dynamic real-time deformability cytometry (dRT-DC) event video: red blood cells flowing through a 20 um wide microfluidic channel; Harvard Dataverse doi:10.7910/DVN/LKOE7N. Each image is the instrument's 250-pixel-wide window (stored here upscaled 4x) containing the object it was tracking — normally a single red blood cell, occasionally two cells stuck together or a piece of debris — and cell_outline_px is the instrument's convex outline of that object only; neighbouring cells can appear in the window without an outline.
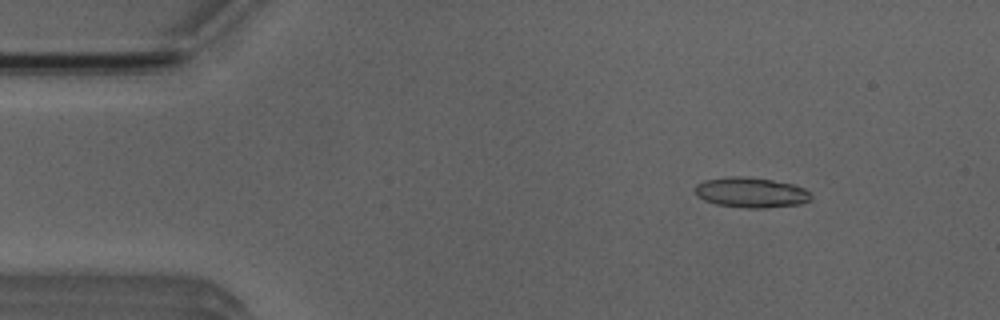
{"species": "Egyptian fruit bat (a non-hibernating species)", "species_latin": "Rousettus aegyptiacus", "temperature_condition": "room temperature", "stored_images_in_passage": 49, "camera_frame_rate_fps": 3000, "um_per_image_px": 0.085, "animal": {"sex": "male"}, "frame": {"image": 1, "passage_image": 4, "time_ms": 1.0, "image_size_px": [1000, 320], "cell_outline_px": [[812, 200], [800, 204], [764, 208], [744, 208], [716, 204], [704, 200], [696, 196], [696, 184], [704, 180], [732, 176], [740, 176], [772, 180], [792, 184], [804, 188], [812, 196]], "centroid_in_image_um": [63.84, 16.37], "position_along_channel_um": 21.2, "area_um2": 20.4}}
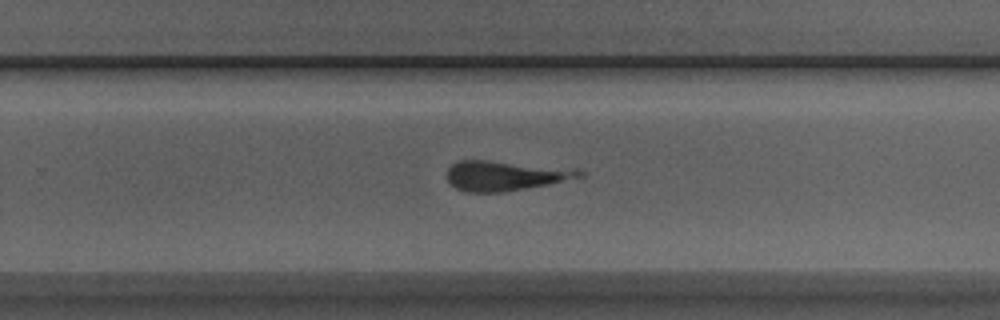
{"frame": {"image": 2, "passage_image": 30, "time_ms": 9.667, "image_size_px": [1000, 320], "cell_outline_px": [[584, 176], [548, 184], [500, 192], [468, 192], [456, 188], [448, 180], [448, 168], [452, 164], [460, 160], [492, 160], [576, 168], [584, 172]], "centroid_in_image_um": [42.97, 14.91], "position_along_channel_um": 286.8, "area_um2": 23.0}}
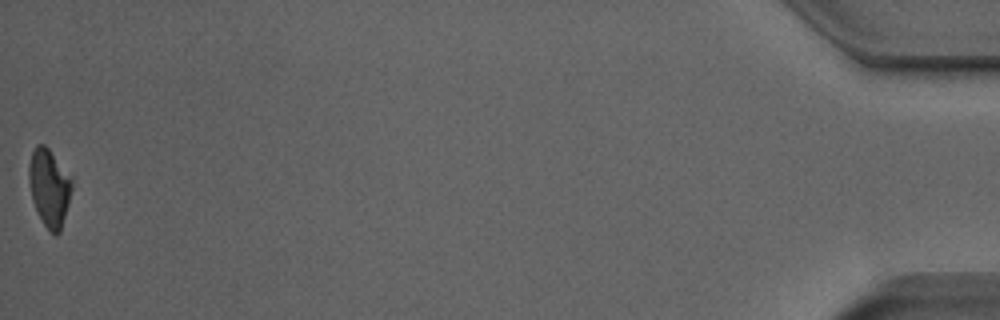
{"frame": {"image": 3, "passage_image": 49, "time_ms": 16.0, "image_size_px": [1000, 320], "cell_outline_px": [[72, 188], [68, 204], [60, 232], [56, 236], [44, 224], [32, 200], [28, 180], [28, 164], [32, 152], [36, 144], [44, 144], [48, 148], [72, 176]], "centroid_in_image_um": [4.18, 15.9], "position_along_channel_um": 431.0, "area_um2": 19.36}}